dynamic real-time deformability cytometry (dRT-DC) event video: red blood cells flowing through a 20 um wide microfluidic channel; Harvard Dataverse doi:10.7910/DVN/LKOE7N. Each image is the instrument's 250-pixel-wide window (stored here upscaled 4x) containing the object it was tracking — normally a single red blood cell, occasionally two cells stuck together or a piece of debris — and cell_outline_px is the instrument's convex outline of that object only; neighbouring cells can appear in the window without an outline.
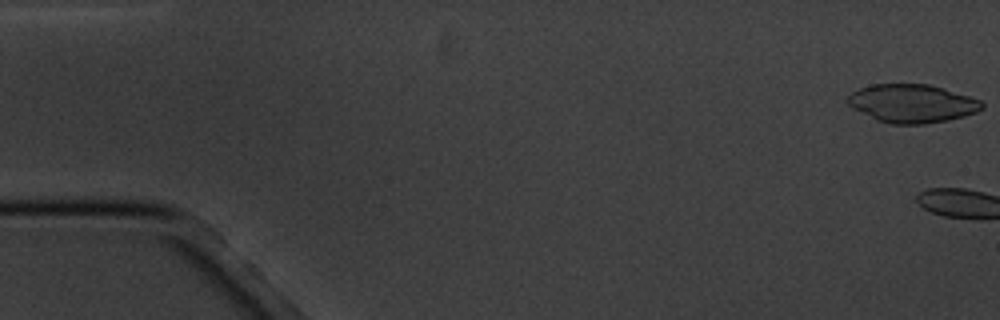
{"species": "common noctule bat (a hibernating species)", "species_latin": "Nyctalus noctula", "temperature_condition": "cold", "stored_images_in_passage": 6, "camera_frame_rate_fps": 3000, "um_per_image_px": 0.085, "animal": {"sex": "male", "body_mass_g": 20.1, "forearm_length_mm": 53.5}, "frame": {"image": 1, "passage_image": 1, "time_ms": 0.0, "image_size_px": [1000, 320], "cell_outline_px": [[984, 108], [976, 112], [964, 116], [948, 120], [924, 124], [892, 124], [876, 120], [848, 104], [848, 96], [852, 92], [860, 88], [872, 84], [928, 84], [944, 88], [980, 100], [984, 104]], "centroid_in_image_um": [77.55, 8.79], "position_along_channel_um": 7.5, "area_um2": 29.77}}